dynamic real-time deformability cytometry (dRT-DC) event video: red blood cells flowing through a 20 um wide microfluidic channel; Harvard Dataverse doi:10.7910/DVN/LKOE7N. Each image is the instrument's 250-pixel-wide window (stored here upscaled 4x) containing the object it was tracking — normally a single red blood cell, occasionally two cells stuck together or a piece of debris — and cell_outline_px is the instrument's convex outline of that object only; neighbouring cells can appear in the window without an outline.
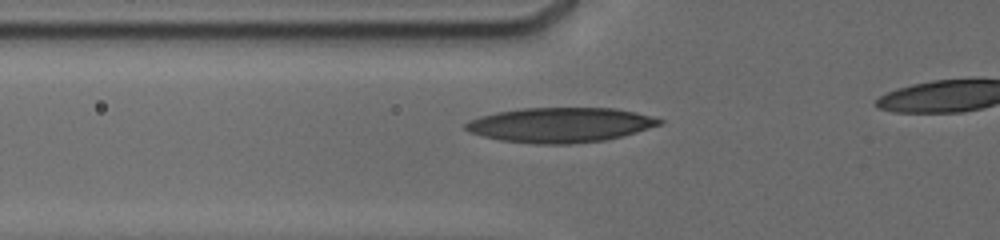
{"species": "human", "species_latin": "Homo sapiens", "temperature_condition": "cold", "stored_images_in_passage": 13, "camera_frame_rate_fps": 3000, "um_per_image_px": 0.085, "donor": {"sex": "male"}, "frame": {"image": 1, "passage_image": 6, "time_ms": 2.333, "image_size_px": [1000, 240], "cell_outline_px": [[664, 120], [660, 124], [636, 132], [604, 140], [568, 144], [532, 144], [500, 140], [468, 132], [464, 128], [464, 124], [468, 120], [480, 116], [496, 112], [524, 108], [616, 108], [636, 112]], "centroid_in_image_um": [47.57, 10.62], "position_along_channel_um": 78.2, "area_um2": 39.25}}
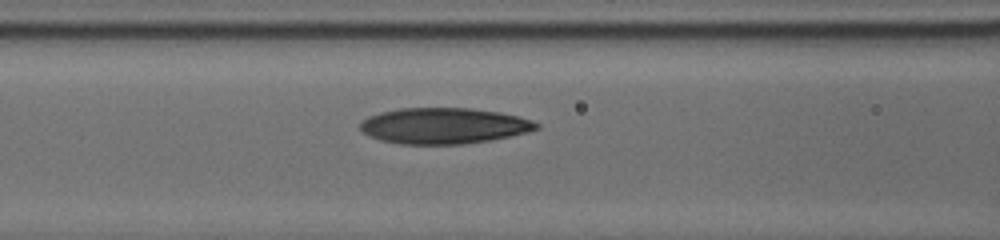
{"frame": {"image": 2, "passage_image": 10, "time_ms": 3.667, "image_size_px": [1000, 240], "cell_outline_px": [[540, 128], [528, 132], [492, 140], [464, 144], [400, 144], [380, 140], [364, 132], [360, 128], [360, 120], [368, 116], [380, 112], [400, 108], [468, 108], [500, 112], [520, 116], [532, 120], [540, 124]], "centroid_in_image_um": [37.75, 10.69], "position_along_channel_um": 128.9, "area_um2": 37.11}}
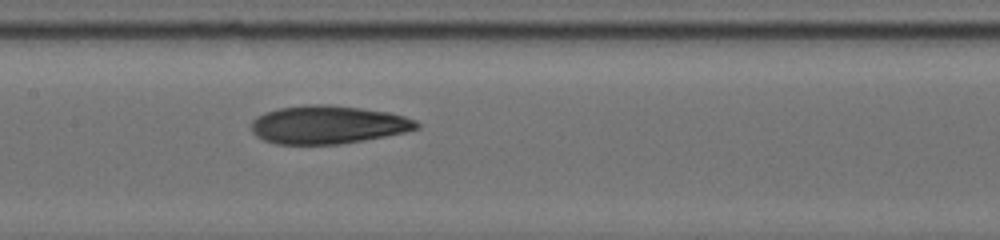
{"frame": {"image": 3, "passage_image": 13, "time_ms": 5.0, "image_size_px": [1000, 240], "cell_outline_px": [[420, 128], [404, 132], [364, 140], [340, 144], [276, 144], [264, 140], [256, 136], [252, 132], [252, 120], [256, 116], [264, 112], [280, 108], [308, 104], [328, 104], [360, 108], [388, 112], [404, 116], [416, 120], [420, 124]], "centroid_in_image_um": [27.86, 10.6], "position_along_channel_um": 179.5, "area_um2": 36.82}}